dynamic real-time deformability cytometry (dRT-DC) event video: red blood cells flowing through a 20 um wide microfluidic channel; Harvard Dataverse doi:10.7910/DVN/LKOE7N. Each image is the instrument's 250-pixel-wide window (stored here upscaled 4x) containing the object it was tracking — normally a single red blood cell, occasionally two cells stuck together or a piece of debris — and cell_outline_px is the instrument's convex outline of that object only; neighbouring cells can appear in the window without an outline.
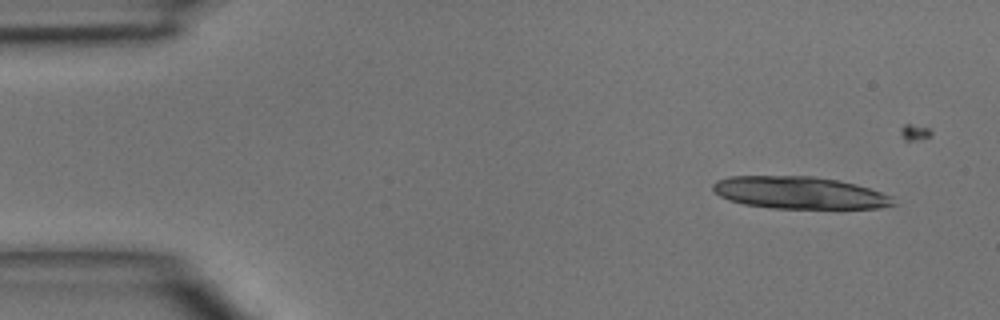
{"species": "common noctule bat (a hibernating species)", "species_latin": "Nyctalus noctula", "temperature_condition": "room temperature", "stored_images_in_passage": 15, "camera_frame_rate_fps": 3000, "um_per_image_px": 0.085, "animal": {"sex": "male", "body_mass_g": 15.6}, "frame": {"image": 1, "passage_image": 3, "time_ms": 0.667, "image_size_px": [1000, 320], "cell_outline_px": [[896, 204], [876, 208], [772, 208], [744, 204], [728, 200], [720, 196], [712, 188], [712, 184], [716, 180], [728, 176], [812, 176], [836, 180], [856, 184], [892, 196]], "centroid_in_image_um": [67.91, 16.38], "position_along_channel_um": 17.1, "area_um2": 33.76}}